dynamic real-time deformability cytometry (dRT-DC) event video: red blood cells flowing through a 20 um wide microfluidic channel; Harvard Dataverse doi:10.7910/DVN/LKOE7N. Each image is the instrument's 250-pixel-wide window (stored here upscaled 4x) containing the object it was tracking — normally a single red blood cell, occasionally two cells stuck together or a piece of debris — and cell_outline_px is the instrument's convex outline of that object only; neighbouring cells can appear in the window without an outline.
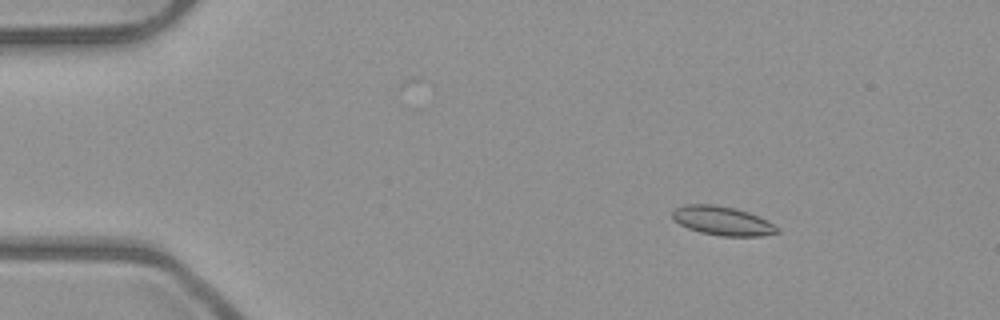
{"species": "common noctule bat (a hibernating species)", "species_latin": "Nyctalus noctula", "temperature_condition": "room temperature", "stored_images_in_passage": 6, "camera_frame_rate_fps": 3000, "um_per_image_px": 0.085, "animal": {"sex": "male", "body_mass_g": 23.1, "forearm_length_mm": 52.7}, "frame": {"image": 1, "passage_image": 3, "time_ms": 0.667, "image_size_px": [1000, 320], "cell_outline_px": [[780, 232], [760, 236], [720, 236], [700, 232], [688, 228], [672, 220], [672, 212], [676, 208], [688, 204], [712, 204], [736, 208], [748, 212], [768, 220], [780, 228]], "centroid_in_image_um": [61.42, 18.77], "position_along_channel_um": 23.6, "area_um2": 17.8}}
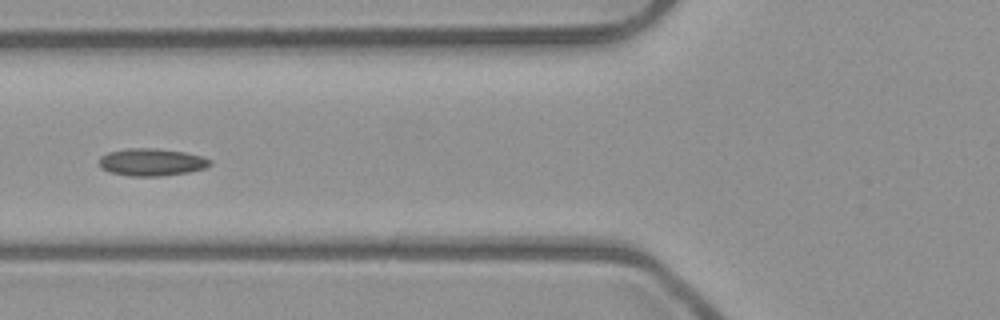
{"frame": {"image": 2, "passage_image": 6, "time_ms": 1.667, "image_size_px": [1000, 320], "cell_outline_px": [[212, 164], [204, 168], [188, 172], [160, 176], [128, 176], [108, 172], [100, 168], [100, 156], [108, 152], [128, 148], [156, 148], [184, 152], [204, 156], [212, 160]], "centroid_in_image_um": [12.88, 13.78], "position_along_channel_um": 112.9, "area_um2": 17.86}}